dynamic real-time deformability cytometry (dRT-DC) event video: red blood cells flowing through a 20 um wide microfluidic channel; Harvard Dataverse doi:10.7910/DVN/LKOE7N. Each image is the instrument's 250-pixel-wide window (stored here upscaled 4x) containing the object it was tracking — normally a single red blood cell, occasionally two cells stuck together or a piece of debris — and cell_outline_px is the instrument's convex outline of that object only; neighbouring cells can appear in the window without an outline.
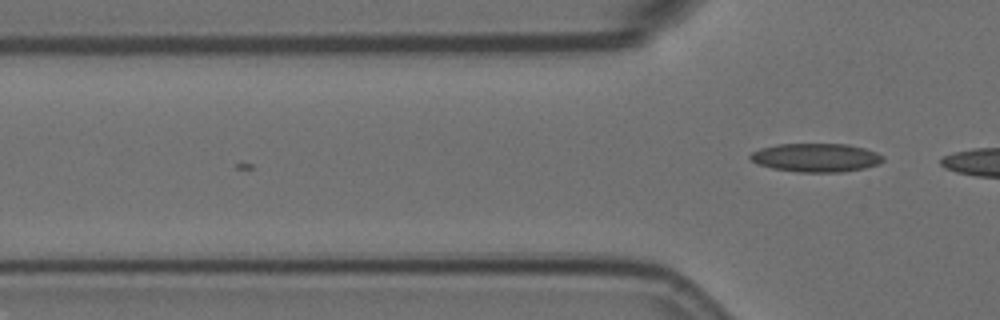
{"species": "Egyptian fruit bat (a non-hibernating species)", "species_latin": "Rousettus aegyptiacus", "temperature_condition": "room temperature", "stored_images_in_passage": 3, "camera_frame_rate_fps": 3000, "um_per_image_px": 0.085, "animal": {"sex": "female"}, "frame": {"image": 1, "passage_image": 3, "time_ms": 0.667, "image_size_px": [1000, 320], "cell_outline_px": [[884, 160], [880, 164], [864, 168], [840, 172], [796, 172], [772, 168], [756, 164], [748, 156], [752, 152], [760, 148], [776, 144], [848, 144], [864, 148], [876, 152], [884, 156]], "centroid_in_image_um": [69.35, 13.4], "position_along_channel_um": 56.4, "area_um2": 22.25}}